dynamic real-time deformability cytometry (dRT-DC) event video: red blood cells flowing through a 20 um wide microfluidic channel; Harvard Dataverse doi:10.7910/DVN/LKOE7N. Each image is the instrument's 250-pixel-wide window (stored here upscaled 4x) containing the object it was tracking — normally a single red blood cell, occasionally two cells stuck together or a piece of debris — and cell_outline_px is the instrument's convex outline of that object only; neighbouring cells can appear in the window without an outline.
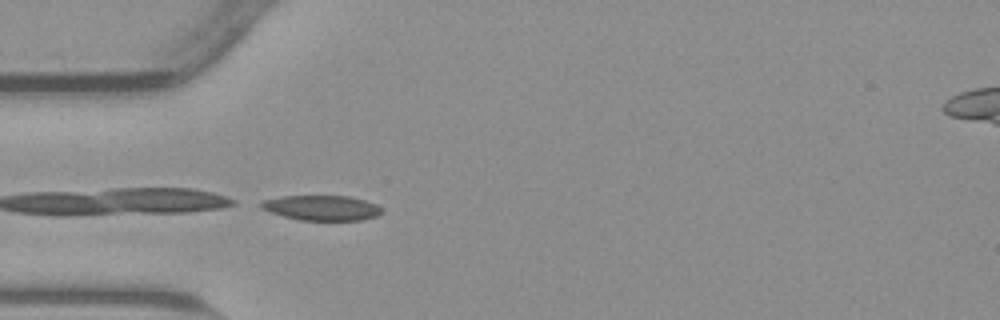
{"species": "common noctule bat (a hibernating species)", "species_latin": "Nyctalus noctula", "temperature_condition": "warm", "stored_images_in_passage": 16, "camera_frame_rate_fps": 3000, "um_per_image_px": 0.085, "animal": {"sex": "male", "body_mass_g": 23.1, "forearm_length_mm": 52.7}, "frame": {"image": 1, "passage_image": 16, "time_ms": 5.0, "image_size_px": [1000, 320], "cell_outline_px": [[380, 212], [376, 216], [360, 220], [300, 220], [284, 216], [260, 208], [260, 204], [264, 200], [280, 196], [348, 196], [364, 200], [376, 204], [380, 208]], "centroid_in_image_um": [27.32, 17.66], "position_along_channel_um": 57.7, "area_um2": 17.34}}